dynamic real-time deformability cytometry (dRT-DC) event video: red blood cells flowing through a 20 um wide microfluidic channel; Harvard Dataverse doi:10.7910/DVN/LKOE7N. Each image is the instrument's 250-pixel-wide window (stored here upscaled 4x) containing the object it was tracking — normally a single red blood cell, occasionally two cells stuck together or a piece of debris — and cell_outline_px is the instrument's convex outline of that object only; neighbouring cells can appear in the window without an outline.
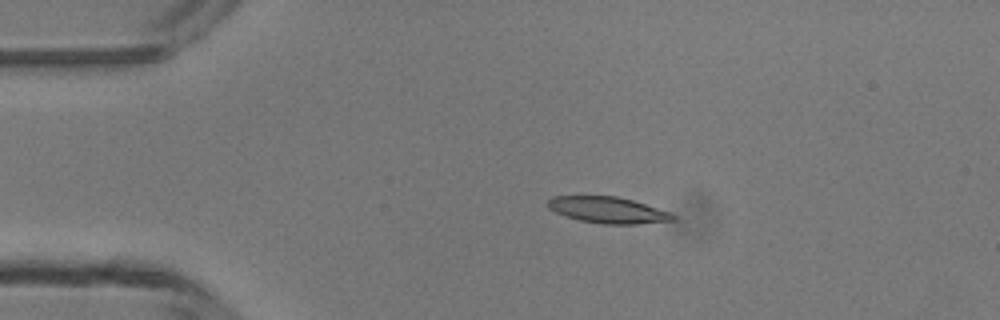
{"species": "common noctule bat (a hibernating species)", "species_latin": "Nyctalus noctula", "temperature_condition": "room temperature", "stored_images_in_passage": 3, "camera_frame_rate_fps": 3000, "um_per_image_px": 0.085, "animal": {"sex": "male", "body_mass_g": 13.3}, "frame": {"image": 1, "passage_image": 2, "time_ms": 2.0, "image_size_px": [1000, 320], "cell_outline_px": [[676, 220], [636, 224], [600, 224], [580, 220], [564, 216], [548, 208], [544, 204], [552, 196], [616, 196], [632, 200], [668, 212], [676, 216]], "centroid_in_image_um": [51.61, 17.85], "position_along_channel_um": 33.4, "area_um2": 19.13}}